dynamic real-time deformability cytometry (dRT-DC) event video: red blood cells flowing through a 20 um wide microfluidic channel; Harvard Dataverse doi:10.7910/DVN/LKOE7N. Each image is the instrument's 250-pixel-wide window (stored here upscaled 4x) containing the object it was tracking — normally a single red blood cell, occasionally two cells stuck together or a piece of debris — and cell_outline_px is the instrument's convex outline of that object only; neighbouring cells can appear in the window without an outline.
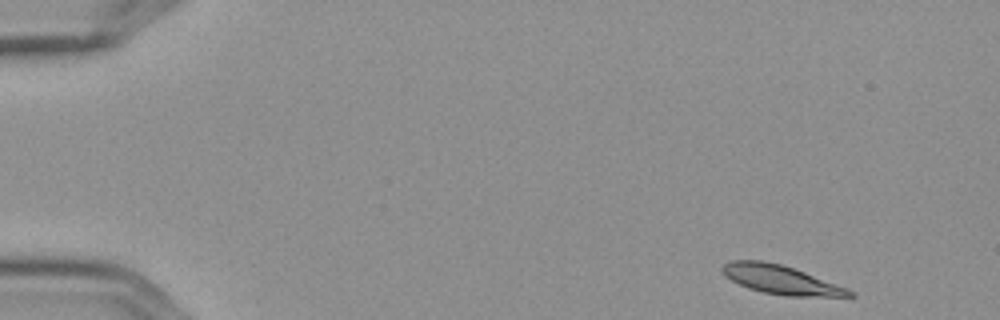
{"species": "Egyptian fruit bat (a non-hibernating species)", "species_latin": "Rousettus aegyptiacus", "temperature_condition": "cold", "stored_images_in_passage": 12, "camera_frame_rate_fps": 3000, "um_per_image_px": 0.085, "frame": {"image": 1, "passage_image": 1, "time_ms": 0.0, "image_size_px": [1000, 320], "cell_outline_px": [[856, 296], [784, 296], [764, 292], [748, 288], [724, 276], [720, 272], [720, 268], [724, 264], [732, 260], [764, 260], [780, 264], [804, 272], [848, 288], [856, 292]], "centroid_in_image_um": [66.35, 23.77], "position_along_channel_um": 18.6, "area_um2": 21.33}}
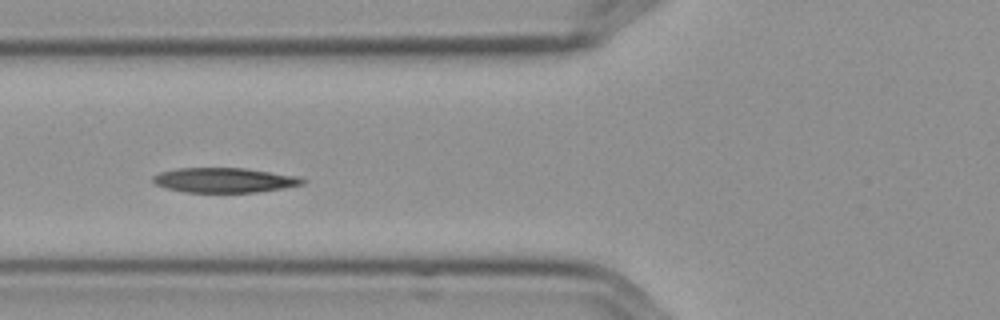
{"frame": {"image": 2, "passage_image": 5, "time_ms": 1.333, "image_size_px": [1000, 320], "cell_outline_px": [[308, 180], [304, 184], [284, 188], [256, 192], [184, 192], [164, 188], [152, 184], [152, 176], [160, 172], [176, 168], [244, 168], [300, 176]], "centroid_in_image_um": [19.06, 15.31], "position_along_channel_um": 106.7, "area_um2": 21.91}}
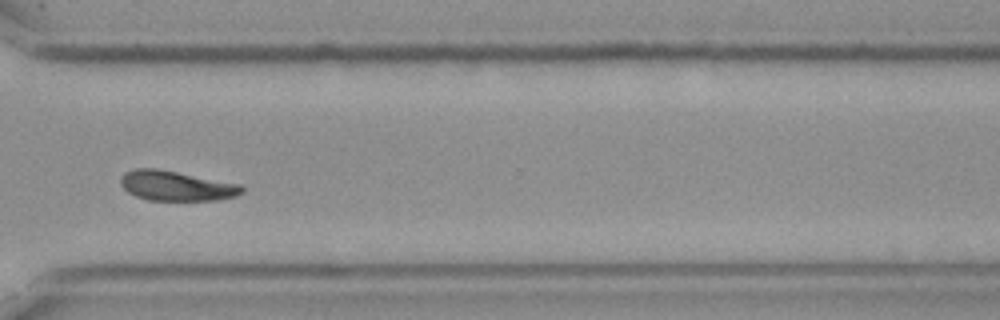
{"frame": {"image": 3, "passage_image": 11, "time_ms": 3.333, "image_size_px": [1000, 320], "cell_outline_px": [[244, 192], [236, 196], [216, 200], [148, 200], [136, 196], [128, 192], [120, 184], [120, 176], [124, 172], [136, 168], [156, 168], [240, 184], [244, 188]], "centroid_in_image_um": [14.96, 15.79], "position_along_channel_um": 355.6, "area_um2": 21.1}}